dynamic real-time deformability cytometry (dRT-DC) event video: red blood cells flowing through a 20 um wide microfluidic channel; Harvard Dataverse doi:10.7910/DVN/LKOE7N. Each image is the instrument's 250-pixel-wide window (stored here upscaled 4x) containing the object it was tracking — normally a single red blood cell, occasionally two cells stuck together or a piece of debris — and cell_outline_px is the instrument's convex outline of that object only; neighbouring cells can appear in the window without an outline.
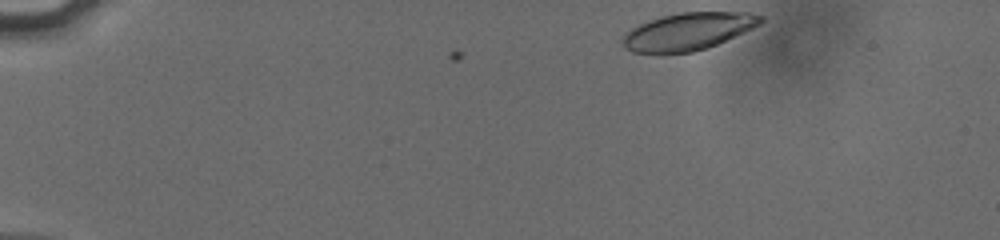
{"species": "human", "species_latin": "Homo sapiens", "temperature_condition": "cold", "stored_images_in_passage": 47, "camera_frame_rate_fps": 3000, "um_per_image_px": 0.085, "donor": {"sex": "male"}, "frame": {"image": 1, "passage_image": 1, "time_ms": 0.0, "image_size_px": [1000, 240], "cell_outline_px": [[764, 20], [760, 24], [744, 32], [708, 48], [692, 52], [660, 56], [632, 52], [624, 48], [620, 40], [632, 28], [648, 20], [660, 16], [680, 12], [748, 12], [764, 16]], "centroid_in_image_um": [58.43, 2.71], "position_along_channel_um": 26.6, "area_um2": 30.81}}
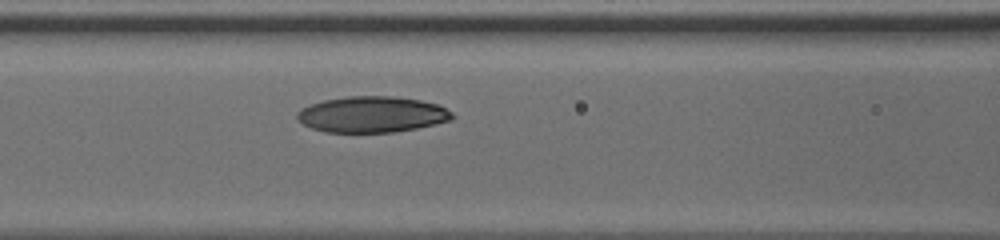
{"frame": {"image": 2, "passage_image": 18, "time_ms": 5.667, "image_size_px": [1000, 240], "cell_outline_px": [[456, 116], [452, 120], [436, 124], [416, 128], [392, 132], [328, 132], [312, 128], [304, 124], [296, 116], [296, 112], [300, 108], [324, 100], [348, 96], [396, 96], [420, 100], [436, 104], [452, 112]], "centroid_in_image_um": [31.64, 9.72], "position_along_channel_um": 135.0, "area_um2": 32.48}}
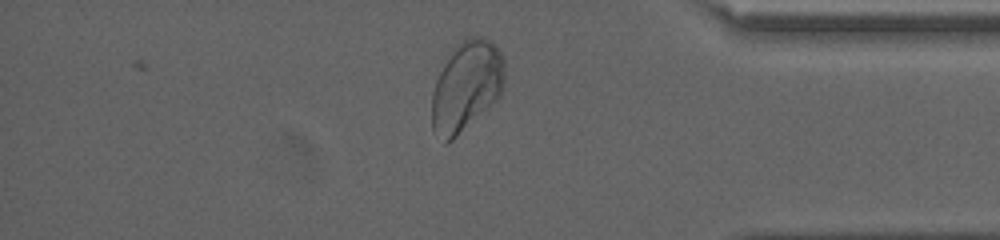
{"frame": {"image": 3, "passage_image": 40, "time_ms": 13.0, "image_size_px": [1000, 240], "cell_outline_px": [[504, 84], [500, 96], [496, 100], [448, 144], [444, 144], [432, 128], [432, 92], [436, 80], [444, 64], [456, 44], [460, 40], [468, 36], [480, 36], [488, 40], [504, 56]], "centroid_in_image_um": [39.63, 7.32], "position_along_channel_um": 395.6, "area_um2": 38.09}, "authors_computed_cell_mechanics": {"area_um2": 32.4836, "velocity_mm_per_s": 3.7928, "shape_relaxation_time_tau1_ms": 4.671, "shape_relaxation_time_tau2_ms": 2.5541, "deformation_change_tau1": 0.1273, "deformation_change_tau2": 0.0658}}